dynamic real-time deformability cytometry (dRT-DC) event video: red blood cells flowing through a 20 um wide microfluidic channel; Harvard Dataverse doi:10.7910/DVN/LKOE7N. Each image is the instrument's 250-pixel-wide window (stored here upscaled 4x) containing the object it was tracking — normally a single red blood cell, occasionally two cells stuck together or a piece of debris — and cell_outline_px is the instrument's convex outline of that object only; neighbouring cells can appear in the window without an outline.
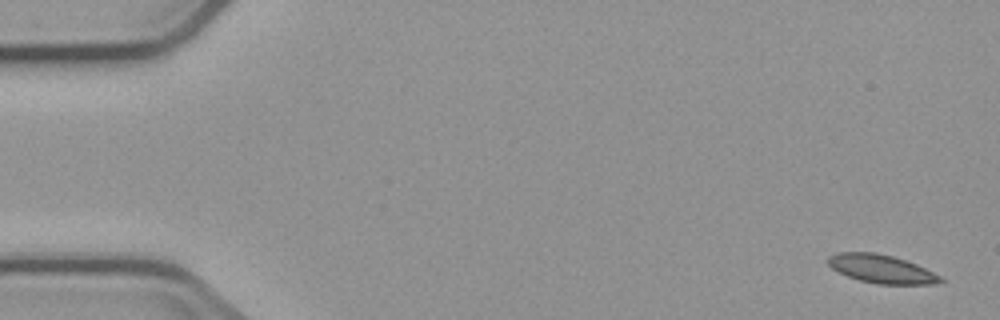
{"species": "common noctule bat (a hibernating species)", "species_latin": "Nyctalus noctula", "temperature_condition": "cold", "stored_images_in_passage": 4, "camera_frame_rate_fps": 3000, "um_per_image_px": 0.085, "animal": {"sex": "male", "body_mass_g": 23.1, "forearm_length_mm": 52.7}, "frame": {"image": 1, "passage_image": 1, "time_ms": 0.0, "image_size_px": [1000, 320], "cell_outline_px": [[944, 280], [932, 284], [876, 284], [860, 280], [848, 276], [832, 268], [828, 264], [828, 256], [836, 252], [876, 252], [892, 256], [916, 264], [940, 276]], "centroid_in_image_um": [74.88, 22.85], "position_along_channel_um": 10.1, "area_um2": 18.38}}